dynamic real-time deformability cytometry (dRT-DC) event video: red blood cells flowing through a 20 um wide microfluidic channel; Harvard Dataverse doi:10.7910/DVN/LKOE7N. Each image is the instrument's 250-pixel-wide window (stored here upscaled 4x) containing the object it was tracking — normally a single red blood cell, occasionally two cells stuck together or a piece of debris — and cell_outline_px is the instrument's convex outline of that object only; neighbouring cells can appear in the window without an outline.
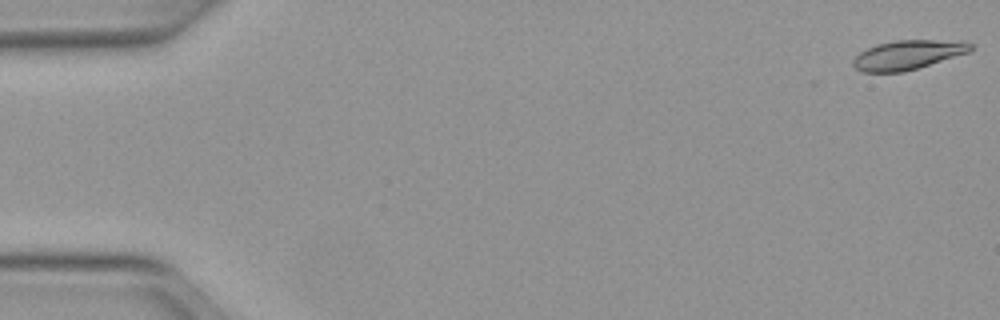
{"species": "Egyptian fruit bat (a non-hibernating species)", "species_latin": "Rousettus aegyptiacus", "temperature_condition": "warm", "stored_images_in_passage": 51, "camera_frame_rate_fps": 3000, "um_per_image_px": 0.085, "animal": {"sex": "female"}, "frame": {"image": 1, "passage_image": 1, "time_ms": 0.0, "image_size_px": [1000, 320], "cell_outline_px": [[972, 48], [968, 52], [904, 72], [860, 72], [852, 64], [852, 60], [860, 52], [876, 44], [896, 40], [964, 40], [972, 44]], "centroid_in_image_um": [77.15, 4.65], "position_along_channel_um": 7.9, "area_um2": 20.0}}
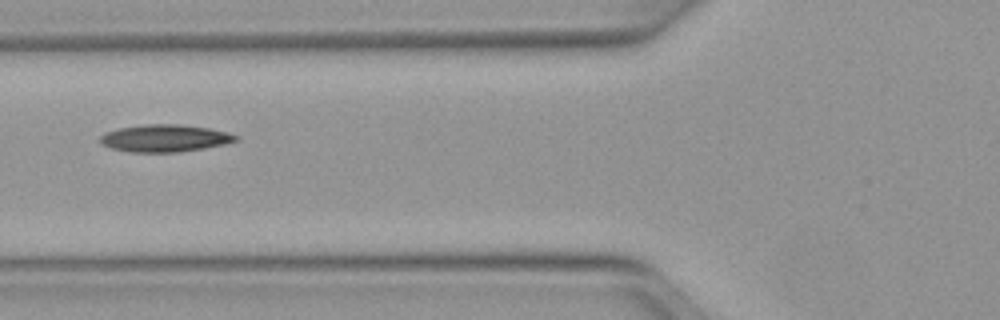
{"frame": {"image": 2, "passage_image": 20, "time_ms": 6.333, "image_size_px": [1000, 320], "cell_outline_px": [[240, 140], [224, 144], [176, 152], [132, 152], [112, 148], [104, 144], [100, 140], [100, 136], [104, 132], [120, 128], [144, 124], [180, 124], [208, 128], [228, 132], [240, 136]], "centroid_in_image_um": [14.04, 11.73], "position_along_channel_um": 111.8, "area_um2": 21.39}}
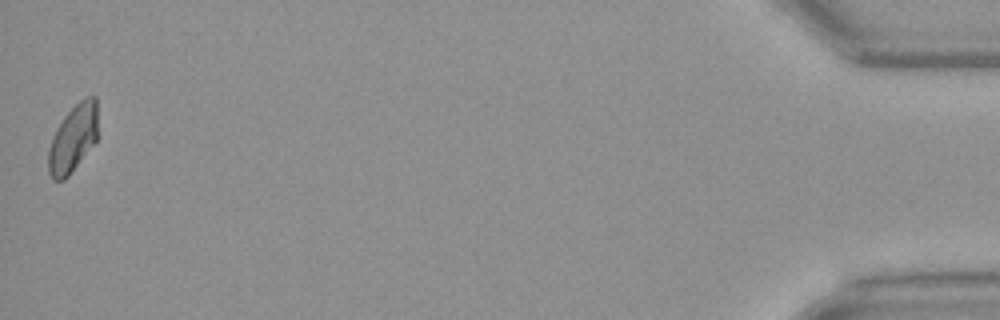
{"frame": {"image": 3, "passage_image": 51, "time_ms": 16.667, "image_size_px": [1000, 320], "cell_outline_px": [[96, 140], [68, 176], [64, 180], [52, 180], [48, 172], [48, 152], [52, 136], [56, 128], [64, 116], [84, 96], [96, 96]], "centroid_in_image_um": [6.17, 11.77], "position_along_channel_um": 429.0, "area_um2": 19.13}, "authors_computed_cell_mechanics": {"area_um2": 20.23, "velocity_mm_per_s": 3.9938, "shape_relaxation_time_tau1_ms": 10.0777, "shape_relaxation_time_tau2_ms": null, "deformation_change_tau1": 0.2297, "deformation_change_tau2": null}}